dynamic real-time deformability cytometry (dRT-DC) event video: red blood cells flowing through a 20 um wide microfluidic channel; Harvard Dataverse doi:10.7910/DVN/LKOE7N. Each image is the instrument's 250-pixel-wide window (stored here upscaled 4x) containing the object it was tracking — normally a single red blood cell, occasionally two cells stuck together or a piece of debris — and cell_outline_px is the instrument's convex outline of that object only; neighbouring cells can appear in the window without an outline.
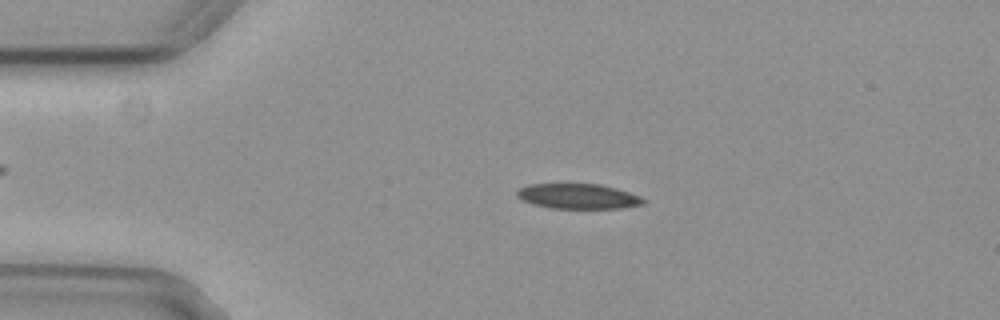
{"species": "common noctule bat (a hibernating species)", "species_latin": "Nyctalus noctula", "temperature_condition": "cold", "stored_images_in_passage": 54, "camera_frame_rate_fps": 3000, "um_per_image_px": 0.085, "animal": {"sex": "female", "body_mass_g": 29.2, "forearm_length_mm": 56.3}, "frame": {"image": 1, "passage_image": 11, "time_ms": 3.333, "image_size_px": [1000, 320], "cell_outline_px": [[644, 204], [624, 208], [552, 208], [532, 204], [516, 196], [516, 192], [520, 188], [528, 184], [600, 184], [616, 188], [640, 196], [644, 200]], "centroid_in_image_um": [49.13, 16.68], "position_along_channel_um": 35.9, "area_um2": 18.38}}
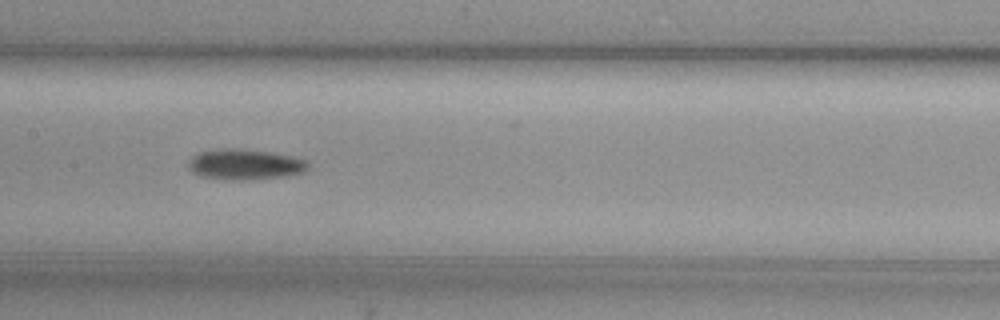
{"frame": {"image": 2, "passage_image": 26, "time_ms": 8.333, "image_size_px": [1000, 320], "cell_outline_px": [[308, 168], [304, 172], [284, 176], [248, 180], [232, 180], [200, 176], [192, 172], [188, 168], [188, 164], [200, 152], [224, 148], [240, 148], [268, 152], [292, 156], [308, 160]], "centroid_in_image_um": [20.86, 13.98], "position_along_channel_um": 186.5, "area_um2": 21.15}}
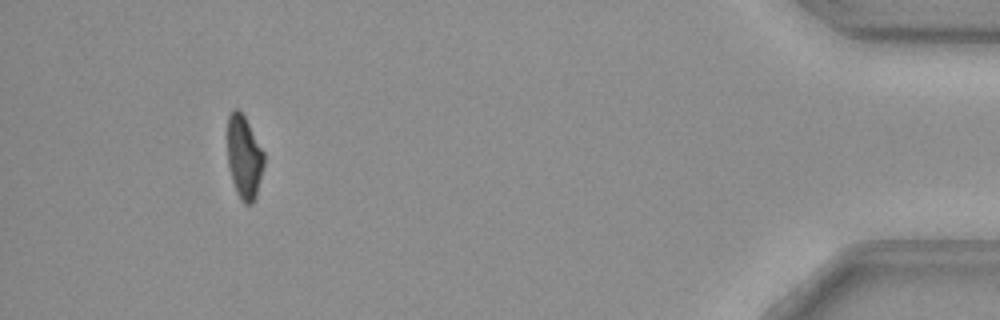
{"frame": {"image": 3, "passage_image": 50, "time_ms": 16.333, "image_size_px": [1000, 320], "cell_outline_px": [[264, 164], [256, 196], [252, 204], [244, 204], [240, 200], [236, 192], [232, 180], [228, 164], [228, 116], [232, 108], [236, 108], [244, 116], [264, 152]], "centroid_in_image_um": [20.75, 13.38], "position_along_channel_um": 414.5, "area_um2": 17.63}, "authors_computed_cell_mechanics": {"area_um2": 19.4786, "velocity_mm_per_s": 3.7361, "shape_relaxation_time_tau1_ms": 9.526, "shape_relaxation_time_tau2_ms": null, "deformation_change_tau1": 0.2169, "deformation_change_tau2": null}}